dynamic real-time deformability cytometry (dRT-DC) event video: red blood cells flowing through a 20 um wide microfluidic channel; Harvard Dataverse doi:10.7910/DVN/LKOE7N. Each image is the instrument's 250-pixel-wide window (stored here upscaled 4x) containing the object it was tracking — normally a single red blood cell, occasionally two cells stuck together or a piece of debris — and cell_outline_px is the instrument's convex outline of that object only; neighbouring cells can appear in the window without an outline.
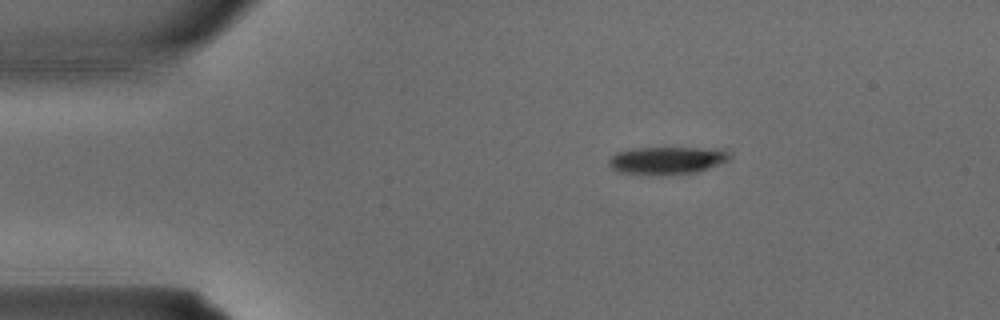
{"species": "common noctule bat (a hibernating species)", "species_latin": "Nyctalus noctula", "temperature_condition": "warm", "stored_images_in_passage": 1, "camera_frame_rate_fps": 3000, "um_per_image_px": 0.085, "animal": {"sex": "male", "body_mass_g": 15.6}, "frame": {"image": 1, "passage_image": 1, "time_ms": 0.0, "image_size_px": [1000, 320], "cell_outline_px": [[732, 156], [728, 160], [696, 172], [620, 172], [612, 168], [608, 164], [608, 160], [616, 152], [632, 148], [696, 148], [728, 152]], "centroid_in_image_um": [56.63, 13.58], "position_along_channel_um": 28.4, "area_um2": 18.09}}